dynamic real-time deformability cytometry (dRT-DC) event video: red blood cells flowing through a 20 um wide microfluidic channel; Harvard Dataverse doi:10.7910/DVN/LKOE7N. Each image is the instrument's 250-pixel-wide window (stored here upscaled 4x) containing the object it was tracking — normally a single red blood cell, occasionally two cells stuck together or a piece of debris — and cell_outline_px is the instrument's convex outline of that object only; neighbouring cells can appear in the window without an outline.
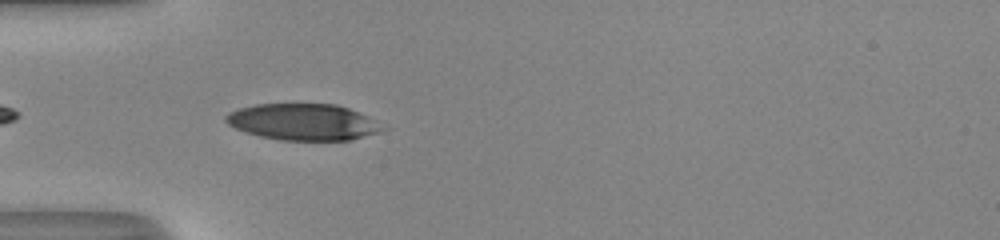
{"species": "human", "species_latin": "Homo sapiens", "temperature_condition": "room temperature", "stored_images_in_passage": 9, "camera_frame_rate_fps": 3000, "um_per_image_px": 0.085, "donor": {"sex": "male"}, "frame": {"image": 1, "passage_image": 2, "time_ms": 0.333, "image_size_px": [1000, 240], "cell_outline_px": [[392, 128], [384, 132], [352, 140], [280, 140], [260, 136], [236, 128], [228, 124], [224, 120], [224, 116], [228, 112], [240, 108], [256, 104], [336, 104], [348, 108]], "centroid_in_image_um": [25.84, 10.38], "position_along_channel_um": 59.2, "area_um2": 33.52}}
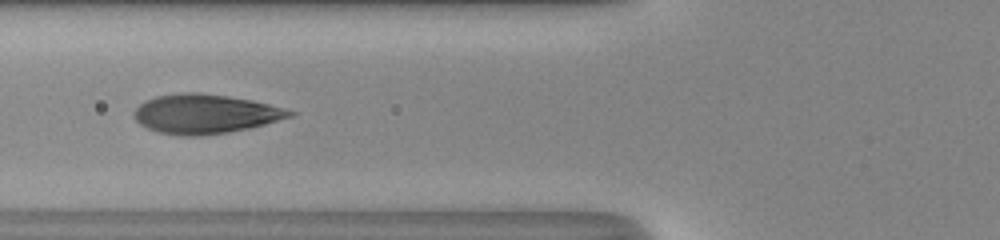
{"frame": {"image": 2, "passage_image": 6, "time_ms": 1.667, "image_size_px": [1000, 240], "cell_outline_px": [[296, 112], [292, 116], [264, 124], [248, 128], [228, 132], [200, 136], [184, 136], [160, 132], [148, 128], [140, 124], [136, 120], [136, 108], [144, 100], [156, 96], [188, 92], [196, 92], [228, 96], [252, 100], [268, 104]], "centroid_in_image_um": [17.43, 9.68], "position_along_channel_um": 108.4, "area_um2": 35.14}}